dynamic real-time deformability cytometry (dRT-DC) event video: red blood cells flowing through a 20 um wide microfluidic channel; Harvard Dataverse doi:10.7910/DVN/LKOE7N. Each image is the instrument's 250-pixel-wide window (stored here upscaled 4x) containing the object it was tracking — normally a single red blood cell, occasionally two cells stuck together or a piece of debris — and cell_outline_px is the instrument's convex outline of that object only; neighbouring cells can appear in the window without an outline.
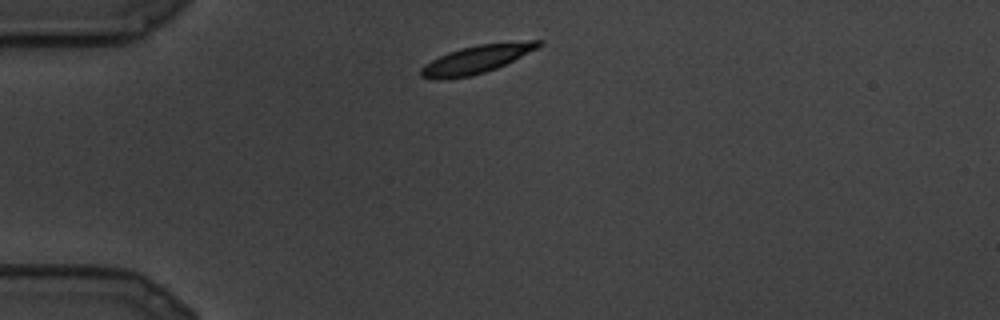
{"species": "common noctule bat (a hibernating species)", "species_latin": "Nyctalus noctula", "temperature_condition": "cold", "stored_images_in_passage": 21, "camera_frame_rate_fps": 3000, "um_per_image_px": 0.085, "animal": {"sex": "male", "body_mass_g": 19.5, "forearm_length_mm": 54.6}, "frame": {"image": 1, "passage_image": 1, "time_ms": 0.0, "image_size_px": [1000, 320], "cell_outline_px": [[540, 48], [496, 68], [484, 72], [468, 76], [448, 80], [436, 80], [420, 76], [420, 68], [424, 64], [448, 52], [460, 48], [476, 44], [528, 40], [540, 40]], "centroid_in_image_um": [40.49, 5.04], "position_along_channel_um": 44.5, "area_um2": 19.42}}
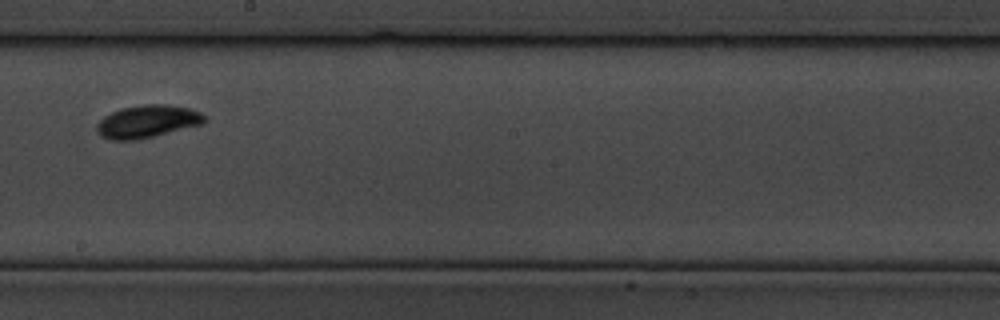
{"frame": {"image": 2, "passage_image": 10, "time_ms": 3.0, "image_size_px": [1000, 320], "cell_outline_px": [[208, 120], [204, 124], [140, 140], [108, 140], [100, 136], [96, 132], [96, 124], [104, 116], [120, 108], [148, 104], [164, 104], [188, 108], [200, 112]], "centroid_in_image_um": [12.52, 10.35], "position_along_channel_um": 235.7, "area_um2": 20.81}}
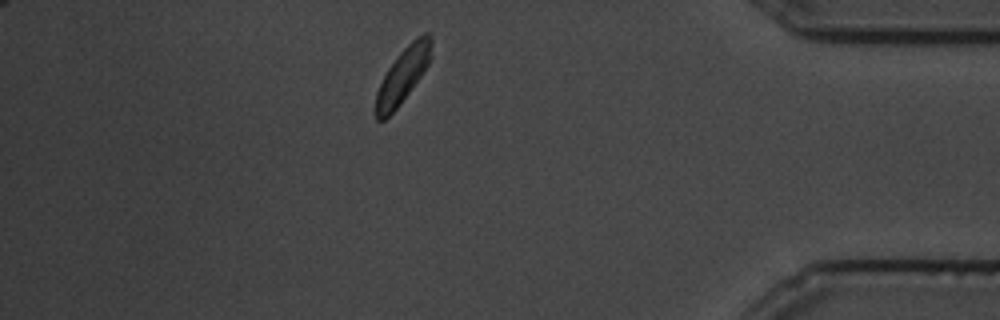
{"frame": {"image": 3, "passage_image": 18, "time_ms": 5.667, "image_size_px": [1000, 320], "cell_outline_px": [[432, 56], [428, 64], [420, 76], [400, 104], [384, 120], [376, 120], [376, 92], [388, 68], [396, 56], [416, 36], [424, 32], [428, 32], [432, 36]], "centroid_in_image_um": [34.27, 6.34], "position_along_channel_um": 400.9, "area_um2": 17.63}}